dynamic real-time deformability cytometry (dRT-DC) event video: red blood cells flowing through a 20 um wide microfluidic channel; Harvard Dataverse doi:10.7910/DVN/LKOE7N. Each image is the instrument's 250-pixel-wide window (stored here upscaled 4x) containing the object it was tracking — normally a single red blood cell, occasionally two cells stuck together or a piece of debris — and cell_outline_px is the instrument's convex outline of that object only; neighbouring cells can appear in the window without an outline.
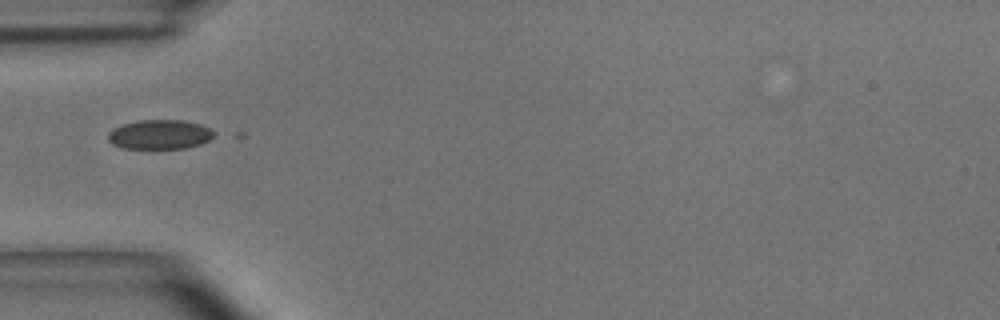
{"species": "common noctule bat (a hibernating species)", "species_latin": "Nyctalus noctula", "temperature_condition": "room temperature", "stored_images_in_passage": 2, "camera_frame_rate_fps": 3000, "um_per_image_px": 0.085, "animal": {"sex": "male", "body_mass_g": 15.6}, "frame": {"image": 1, "passage_image": 1, "time_ms": 0.0, "image_size_px": [1000, 320], "cell_outline_px": [[220, 132], [216, 136], [200, 144], [184, 148], [124, 148], [112, 144], [108, 140], [108, 132], [112, 128], [124, 124], [140, 120], [184, 120], [200, 124], [212, 128]], "centroid_in_image_um": [13.64, 11.42], "position_along_channel_um": 71.4, "area_um2": 18.38}}